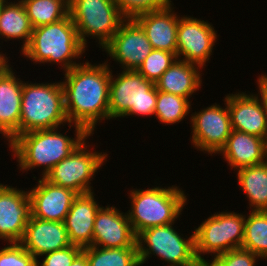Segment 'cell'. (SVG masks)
<instances>
[{
    "mask_svg": "<svg viewBox=\"0 0 267 266\" xmlns=\"http://www.w3.org/2000/svg\"><path fill=\"white\" fill-rule=\"evenodd\" d=\"M110 70L107 60L93 65L86 61L63 74L65 112L69 124L82 126L92 136L98 122L109 120Z\"/></svg>",
    "mask_w": 267,
    "mask_h": 266,
    "instance_id": "cell-1",
    "label": "cell"
},
{
    "mask_svg": "<svg viewBox=\"0 0 267 266\" xmlns=\"http://www.w3.org/2000/svg\"><path fill=\"white\" fill-rule=\"evenodd\" d=\"M75 126V138L63 135L58 128L36 130L18 135L8 146L17 158L20 170L28 171L43 166L42 176L61 160L68 157L91 135L80 125Z\"/></svg>",
    "mask_w": 267,
    "mask_h": 266,
    "instance_id": "cell-2",
    "label": "cell"
},
{
    "mask_svg": "<svg viewBox=\"0 0 267 266\" xmlns=\"http://www.w3.org/2000/svg\"><path fill=\"white\" fill-rule=\"evenodd\" d=\"M85 50L76 26L68 14L57 22L33 28L30 42L21 53L35 65L58 63L63 71H68L81 64L76 63V59L81 58Z\"/></svg>",
    "mask_w": 267,
    "mask_h": 266,
    "instance_id": "cell-3",
    "label": "cell"
},
{
    "mask_svg": "<svg viewBox=\"0 0 267 266\" xmlns=\"http://www.w3.org/2000/svg\"><path fill=\"white\" fill-rule=\"evenodd\" d=\"M28 83L23 81L19 135L59 128L69 121L65 112L62 82Z\"/></svg>",
    "mask_w": 267,
    "mask_h": 266,
    "instance_id": "cell-4",
    "label": "cell"
},
{
    "mask_svg": "<svg viewBox=\"0 0 267 266\" xmlns=\"http://www.w3.org/2000/svg\"><path fill=\"white\" fill-rule=\"evenodd\" d=\"M179 186L132 189L128 218L136 236L151 227L176 223L187 204V195Z\"/></svg>",
    "mask_w": 267,
    "mask_h": 266,
    "instance_id": "cell-5",
    "label": "cell"
},
{
    "mask_svg": "<svg viewBox=\"0 0 267 266\" xmlns=\"http://www.w3.org/2000/svg\"><path fill=\"white\" fill-rule=\"evenodd\" d=\"M112 72L111 70L109 120L130 115H154L157 100L155 83L145 79L137 70H122L116 77Z\"/></svg>",
    "mask_w": 267,
    "mask_h": 266,
    "instance_id": "cell-6",
    "label": "cell"
},
{
    "mask_svg": "<svg viewBox=\"0 0 267 266\" xmlns=\"http://www.w3.org/2000/svg\"><path fill=\"white\" fill-rule=\"evenodd\" d=\"M69 15L85 48L90 36L103 49L127 19L115 0H69Z\"/></svg>",
    "mask_w": 267,
    "mask_h": 266,
    "instance_id": "cell-7",
    "label": "cell"
},
{
    "mask_svg": "<svg viewBox=\"0 0 267 266\" xmlns=\"http://www.w3.org/2000/svg\"><path fill=\"white\" fill-rule=\"evenodd\" d=\"M173 225L174 223L151 227L137 235L136 244L141 266L151 255L160 257L162 261L169 263V266H196L199 263L195 254V233L184 238Z\"/></svg>",
    "mask_w": 267,
    "mask_h": 266,
    "instance_id": "cell-8",
    "label": "cell"
},
{
    "mask_svg": "<svg viewBox=\"0 0 267 266\" xmlns=\"http://www.w3.org/2000/svg\"><path fill=\"white\" fill-rule=\"evenodd\" d=\"M245 215L236 212H217L195 228V254L199 262H206L204 254L216 257L241 248L244 237ZM203 254V255H202Z\"/></svg>",
    "mask_w": 267,
    "mask_h": 266,
    "instance_id": "cell-9",
    "label": "cell"
},
{
    "mask_svg": "<svg viewBox=\"0 0 267 266\" xmlns=\"http://www.w3.org/2000/svg\"><path fill=\"white\" fill-rule=\"evenodd\" d=\"M84 140L68 157L56 164L44 177L50 183L68 188L77 194L90 193L92 179L108 158L105 152L90 151ZM88 145H87V144Z\"/></svg>",
    "mask_w": 267,
    "mask_h": 266,
    "instance_id": "cell-10",
    "label": "cell"
},
{
    "mask_svg": "<svg viewBox=\"0 0 267 266\" xmlns=\"http://www.w3.org/2000/svg\"><path fill=\"white\" fill-rule=\"evenodd\" d=\"M224 108L219 104L209 105L191 114V143L196 149L212 155L218 154L232 132L231 118L226 100Z\"/></svg>",
    "mask_w": 267,
    "mask_h": 266,
    "instance_id": "cell-11",
    "label": "cell"
},
{
    "mask_svg": "<svg viewBox=\"0 0 267 266\" xmlns=\"http://www.w3.org/2000/svg\"><path fill=\"white\" fill-rule=\"evenodd\" d=\"M217 37V31L208 21L181 16L177 29V59L204 68L213 53Z\"/></svg>",
    "mask_w": 267,
    "mask_h": 266,
    "instance_id": "cell-12",
    "label": "cell"
},
{
    "mask_svg": "<svg viewBox=\"0 0 267 266\" xmlns=\"http://www.w3.org/2000/svg\"><path fill=\"white\" fill-rule=\"evenodd\" d=\"M103 50L123 70H137L153 48L141 26L127 18Z\"/></svg>",
    "mask_w": 267,
    "mask_h": 266,
    "instance_id": "cell-13",
    "label": "cell"
},
{
    "mask_svg": "<svg viewBox=\"0 0 267 266\" xmlns=\"http://www.w3.org/2000/svg\"><path fill=\"white\" fill-rule=\"evenodd\" d=\"M30 216L28 191L0 183V239L20 243Z\"/></svg>",
    "mask_w": 267,
    "mask_h": 266,
    "instance_id": "cell-14",
    "label": "cell"
},
{
    "mask_svg": "<svg viewBox=\"0 0 267 266\" xmlns=\"http://www.w3.org/2000/svg\"><path fill=\"white\" fill-rule=\"evenodd\" d=\"M127 212H120L115 206L107 204L96 213L92 246L103 248L137 247Z\"/></svg>",
    "mask_w": 267,
    "mask_h": 266,
    "instance_id": "cell-15",
    "label": "cell"
},
{
    "mask_svg": "<svg viewBox=\"0 0 267 266\" xmlns=\"http://www.w3.org/2000/svg\"><path fill=\"white\" fill-rule=\"evenodd\" d=\"M224 99L229 109L232 130L256 135L267 141V110L257 94L236 92L226 95Z\"/></svg>",
    "mask_w": 267,
    "mask_h": 266,
    "instance_id": "cell-16",
    "label": "cell"
},
{
    "mask_svg": "<svg viewBox=\"0 0 267 266\" xmlns=\"http://www.w3.org/2000/svg\"><path fill=\"white\" fill-rule=\"evenodd\" d=\"M40 178L38 185L28 190L31 216L42 220L63 222L78 194L71 189L50 183L44 177Z\"/></svg>",
    "mask_w": 267,
    "mask_h": 266,
    "instance_id": "cell-17",
    "label": "cell"
},
{
    "mask_svg": "<svg viewBox=\"0 0 267 266\" xmlns=\"http://www.w3.org/2000/svg\"><path fill=\"white\" fill-rule=\"evenodd\" d=\"M5 64L0 69V134L10 144L19 135L23 81Z\"/></svg>",
    "mask_w": 267,
    "mask_h": 266,
    "instance_id": "cell-18",
    "label": "cell"
},
{
    "mask_svg": "<svg viewBox=\"0 0 267 266\" xmlns=\"http://www.w3.org/2000/svg\"><path fill=\"white\" fill-rule=\"evenodd\" d=\"M20 244L35 258L72 245L64 222L42 220L32 216Z\"/></svg>",
    "mask_w": 267,
    "mask_h": 266,
    "instance_id": "cell-19",
    "label": "cell"
},
{
    "mask_svg": "<svg viewBox=\"0 0 267 266\" xmlns=\"http://www.w3.org/2000/svg\"><path fill=\"white\" fill-rule=\"evenodd\" d=\"M173 9L171 5L138 14L133 19L144 30L153 49L177 54V29L180 16Z\"/></svg>",
    "mask_w": 267,
    "mask_h": 266,
    "instance_id": "cell-20",
    "label": "cell"
},
{
    "mask_svg": "<svg viewBox=\"0 0 267 266\" xmlns=\"http://www.w3.org/2000/svg\"><path fill=\"white\" fill-rule=\"evenodd\" d=\"M94 196V191L78 194L63 221L72 245L92 246L94 220L101 207Z\"/></svg>",
    "mask_w": 267,
    "mask_h": 266,
    "instance_id": "cell-21",
    "label": "cell"
},
{
    "mask_svg": "<svg viewBox=\"0 0 267 266\" xmlns=\"http://www.w3.org/2000/svg\"><path fill=\"white\" fill-rule=\"evenodd\" d=\"M218 154L232 169L258 165L267 160V141L259 136L232 130Z\"/></svg>",
    "mask_w": 267,
    "mask_h": 266,
    "instance_id": "cell-22",
    "label": "cell"
},
{
    "mask_svg": "<svg viewBox=\"0 0 267 266\" xmlns=\"http://www.w3.org/2000/svg\"><path fill=\"white\" fill-rule=\"evenodd\" d=\"M200 69L194 63L177 59L157 80L155 86L158 91L190 99L201 87Z\"/></svg>",
    "mask_w": 267,
    "mask_h": 266,
    "instance_id": "cell-23",
    "label": "cell"
},
{
    "mask_svg": "<svg viewBox=\"0 0 267 266\" xmlns=\"http://www.w3.org/2000/svg\"><path fill=\"white\" fill-rule=\"evenodd\" d=\"M18 1V2H17ZM8 2L6 0L0 11V38L5 41L11 39L21 40V52L28 46L33 26L27 16L21 0ZM7 39V40H6Z\"/></svg>",
    "mask_w": 267,
    "mask_h": 266,
    "instance_id": "cell-24",
    "label": "cell"
},
{
    "mask_svg": "<svg viewBox=\"0 0 267 266\" xmlns=\"http://www.w3.org/2000/svg\"><path fill=\"white\" fill-rule=\"evenodd\" d=\"M237 171L239 187L245 192L251 211H267V160Z\"/></svg>",
    "mask_w": 267,
    "mask_h": 266,
    "instance_id": "cell-25",
    "label": "cell"
},
{
    "mask_svg": "<svg viewBox=\"0 0 267 266\" xmlns=\"http://www.w3.org/2000/svg\"><path fill=\"white\" fill-rule=\"evenodd\" d=\"M241 248L251 251L261 260H267V211H250L249 215L245 214Z\"/></svg>",
    "mask_w": 267,
    "mask_h": 266,
    "instance_id": "cell-26",
    "label": "cell"
},
{
    "mask_svg": "<svg viewBox=\"0 0 267 266\" xmlns=\"http://www.w3.org/2000/svg\"><path fill=\"white\" fill-rule=\"evenodd\" d=\"M89 266H141L137 247L103 248L89 246L82 251Z\"/></svg>",
    "mask_w": 267,
    "mask_h": 266,
    "instance_id": "cell-27",
    "label": "cell"
},
{
    "mask_svg": "<svg viewBox=\"0 0 267 266\" xmlns=\"http://www.w3.org/2000/svg\"><path fill=\"white\" fill-rule=\"evenodd\" d=\"M33 28L51 24L69 14V0H21Z\"/></svg>",
    "mask_w": 267,
    "mask_h": 266,
    "instance_id": "cell-28",
    "label": "cell"
},
{
    "mask_svg": "<svg viewBox=\"0 0 267 266\" xmlns=\"http://www.w3.org/2000/svg\"><path fill=\"white\" fill-rule=\"evenodd\" d=\"M191 102L188 98L157 90L154 116L165 125L179 123L190 113Z\"/></svg>",
    "mask_w": 267,
    "mask_h": 266,
    "instance_id": "cell-29",
    "label": "cell"
},
{
    "mask_svg": "<svg viewBox=\"0 0 267 266\" xmlns=\"http://www.w3.org/2000/svg\"><path fill=\"white\" fill-rule=\"evenodd\" d=\"M175 60H177L175 53L153 49L137 68V71L143 75L145 79L156 83Z\"/></svg>",
    "mask_w": 267,
    "mask_h": 266,
    "instance_id": "cell-30",
    "label": "cell"
},
{
    "mask_svg": "<svg viewBox=\"0 0 267 266\" xmlns=\"http://www.w3.org/2000/svg\"><path fill=\"white\" fill-rule=\"evenodd\" d=\"M115 2L126 18H134L144 12L156 11L174 5L171 0H115Z\"/></svg>",
    "mask_w": 267,
    "mask_h": 266,
    "instance_id": "cell-31",
    "label": "cell"
},
{
    "mask_svg": "<svg viewBox=\"0 0 267 266\" xmlns=\"http://www.w3.org/2000/svg\"><path fill=\"white\" fill-rule=\"evenodd\" d=\"M206 260L209 266H256L259 257L244 248H236Z\"/></svg>",
    "mask_w": 267,
    "mask_h": 266,
    "instance_id": "cell-32",
    "label": "cell"
},
{
    "mask_svg": "<svg viewBox=\"0 0 267 266\" xmlns=\"http://www.w3.org/2000/svg\"><path fill=\"white\" fill-rule=\"evenodd\" d=\"M0 266H36V258L20 243H9L0 250Z\"/></svg>",
    "mask_w": 267,
    "mask_h": 266,
    "instance_id": "cell-33",
    "label": "cell"
},
{
    "mask_svg": "<svg viewBox=\"0 0 267 266\" xmlns=\"http://www.w3.org/2000/svg\"><path fill=\"white\" fill-rule=\"evenodd\" d=\"M83 251V248L70 245L64 249L46 253L42 262L36 258V266H70L73 260Z\"/></svg>",
    "mask_w": 267,
    "mask_h": 266,
    "instance_id": "cell-34",
    "label": "cell"
},
{
    "mask_svg": "<svg viewBox=\"0 0 267 266\" xmlns=\"http://www.w3.org/2000/svg\"><path fill=\"white\" fill-rule=\"evenodd\" d=\"M258 85V96L261 98L265 109L267 110V75L262 74L256 81Z\"/></svg>",
    "mask_w": 267,
    "mask_h": 266,
    "instance_id": "cell-35",
    "label": "cell"
},
{
    "mask_svg": "<svg viewBox=\"0 0 267 266\" xmlns=\"http://www.w3.org/2000/svg\"><path fill=\"white\" fill-rule=\"evenodd\" d=\"M70 266H89L86 255L81 252L72 262Z\"/></svg>",
    "mask_w": 267,
    "mask_h": 266,
    "instance_id": "cell-36",
    "label": "cell"
},
{
    "mask_svg": "<svg viewBox=\"0 0 267 266\" xmlns=\"http://www.w3.org/2000/svg\"><path fill=\"white\" fill-rule=\"evenodd\" d=\"M2 52H0V69L9 62V59L7 58L6 56V53L5 54H1Z\"/></svg>",
    "mask_w": 267,
    "mask_h": 266,
    "instance_id": "cell-37",
    "label": "cell"
},
{
    "mask_svg": "<svg viewBox=\"0 0 267 266\" xmlns=\"http://www.w3.org/2000/svg\"><path fill=\"white\" fill-rule=\"evenodd\" d=\"M196 266H209L206 262H199Z\"/></svg>",
    "mask_w": 267,
    "mask_h": 266,
    "instance_id": "cell-38",
    "label": "cell"
},
{
    "mask_svg": "<svg viewBox=\"0 0 267 266\" xmlns=\"http://www.w3.org/2000/svg\"><path fill=\"white\" fill-rule=\"evenodd\" d=\"M5 1H6V0H0V11H1L2 4H3Z\"/></svg>",
    "mask_w": 267,
    "mask_h": 266,
    "instance_id": "cell-39",
    "label": "cell"
}]
</instances>
